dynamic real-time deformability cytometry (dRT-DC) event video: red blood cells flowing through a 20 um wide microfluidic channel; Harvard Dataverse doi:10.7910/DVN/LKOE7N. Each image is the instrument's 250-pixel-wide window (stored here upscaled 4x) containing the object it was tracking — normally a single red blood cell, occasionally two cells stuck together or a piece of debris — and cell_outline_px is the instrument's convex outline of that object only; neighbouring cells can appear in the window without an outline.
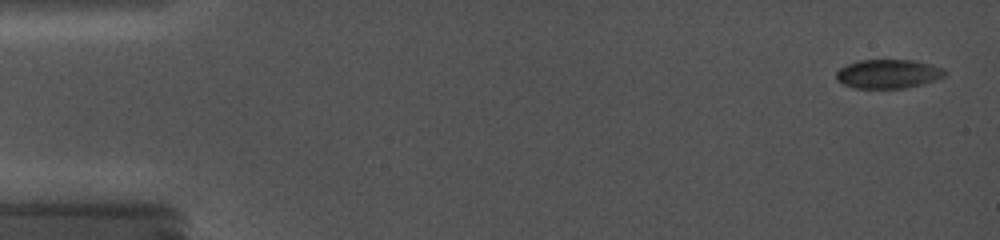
{"species": "common noctule bat (a hibernating species)", "species_latin": "Nyctalus noctula", "temperature_condition": "cold", "stored_images_in_passage": 62, "camera_frame_rate_fps": 5000, "um_per_image_px": 0.085, "animal": {"sex": "female", "body_mass_g": 19.0, "forearm_length_mm": 56.7}, "frame": {"image": 1, "passage_image": 2, "time_ms": 0.4, "image_size_px": [1000, 240], "cell_outline_px": [[948, 72], [944, 76], [936, 80], [924, 84], [904, 88], [856, 88], [844, 84], [836, 80], [836, 72], [840, 68], [856, 60], [916, 60], [940, 68]], "centroid_in_image_um": [75.49, 6.28], "position_along_channel_um": 9.5, "area_um2": 18.32}}
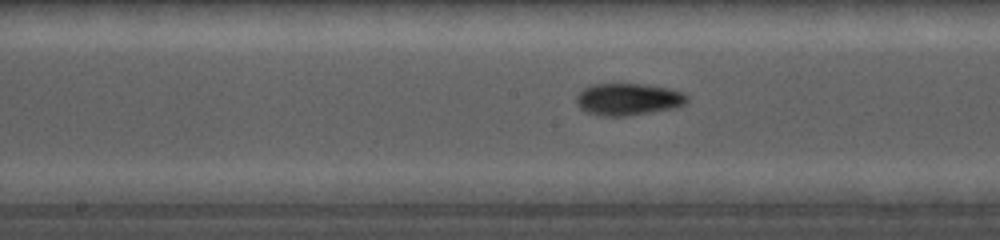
{"frame": {"image": 2, "passage_image": 36, "time_ms": 8.8, "image_size_px": [1000, 240], "cell_outline_px": [[688, 100], [684, 104], [676, 108], [624, 116], [600, 116], [584, 112], [576, 104], [576, 96], [584, 88], [592, 84], [644, 84], [668, 88], [680, 92], [688, 96]], "centroid_in_image_um": [53.36, 8.44], "position_along_channel_um": 194.8, "area_um2": 20.69}}
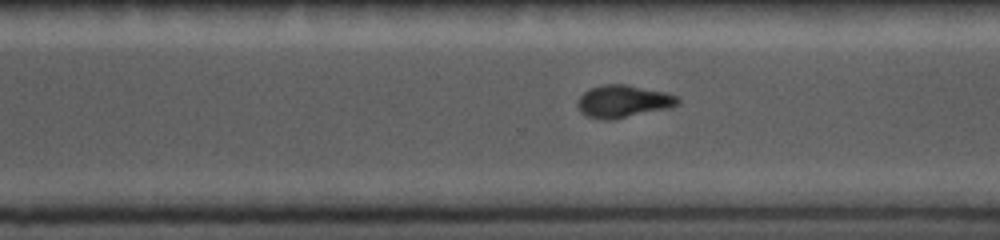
{"frame": {"image": 3, "passage_image": 57, "time_ms": 12.0, "image_size_px": [1000, 240], "cell_outline_px": [[680, 100], [676, 104], [668, 108], [612, 120], [604, 120], [584, 116], [580, 112], [576, 104], [580, 96], [588, 88], [600, 84], [628, 84], [664, 92], [676, 96]], "centroid_in_image_um": [52.89, 8.61], "position_along_channel_um": 317.7, "area_um2": 19.07}}